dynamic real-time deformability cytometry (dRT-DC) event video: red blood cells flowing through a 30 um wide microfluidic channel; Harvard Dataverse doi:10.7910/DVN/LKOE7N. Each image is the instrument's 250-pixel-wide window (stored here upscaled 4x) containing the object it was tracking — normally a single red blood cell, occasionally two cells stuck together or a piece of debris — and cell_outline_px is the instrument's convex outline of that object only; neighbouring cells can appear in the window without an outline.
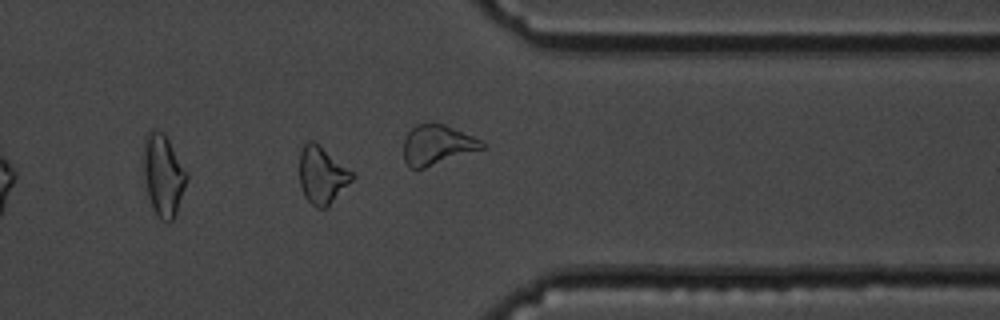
{"species": "common noctule bat (a hibernating species)", "species_latin": "Nyctalus noctula", "temperature_condition": "cold", "stored_images_in_passage": 44, "camera_frame_rate_fps": 3000, "um_per_image_px": 0.085, "animal": {"sex": "male", "body_mass_g": 19.5, "forearm_length_mm": 54.6}, "frame": {"image": 1, "passage_image": 32, "time_ms": 10.333, "image_size_px": [1000, 320], "cell_outline_px": [[356, 176], [328, 208], [316, 208], [304, 196], [300, 184], [300, 152], [304, 144], [308, 140], [316, 140], [356, 172]], "centroid_in_image_um": [27.43, 14.85], "position_along_channel_um": 384.0, "area_um2": 18.32}, "authors_computed_cell_mechanics": {"area_um2": 18.0047, "velocity_mm_per_s": 3.6291, "shape_relaxation_time_tau1_ms": 4.9283, "shape_relaxation_time_tau2_ms": 4.9864, "deformation_change_tau1": 0.1203, "deformation_change_tau2": 0.1387}}